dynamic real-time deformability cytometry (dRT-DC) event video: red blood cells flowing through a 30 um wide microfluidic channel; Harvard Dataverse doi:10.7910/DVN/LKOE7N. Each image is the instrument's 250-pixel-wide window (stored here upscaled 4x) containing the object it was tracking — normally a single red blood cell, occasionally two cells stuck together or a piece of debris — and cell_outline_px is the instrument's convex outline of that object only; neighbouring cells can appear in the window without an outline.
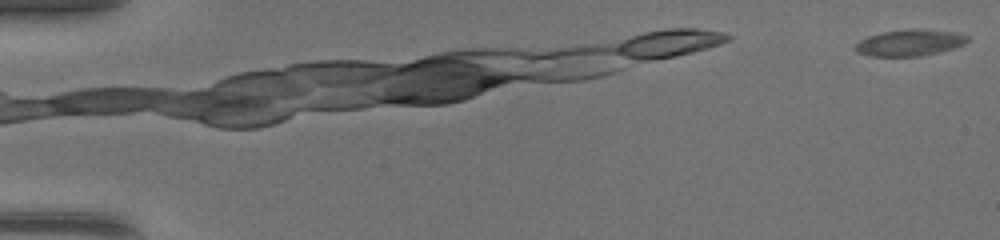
{"species": "common noctule bat (a hibernating species)", "species_latin": "Nyctalus noctula", "temperature_condition": "warm", "stored_images_in_passage": 7, "camera_frame_rate_fps": 3000, "um_per_image_px": 0.085, "animal": {"sex": "female", "body_mass_g": 17.0, "forearm_length_mm": 48.0}, "frame": {"image": 1, "passage_image": 1, "time_ms": 0.0, "image_size_px": [1000, 240], "cell_outline_px": [[972, 40], [964, 44], [952, 48], [924, 56], [872, 56], [856, 52], [856, 44], [860, 40], [868, 36], [884, 32], [908, 28], [920, 28], [960, 32], [972, 36]], "centroid_in_image_um": [77.43, 3.61], "position_along_channel_um": 7.6, "area_um2": 17.63}}